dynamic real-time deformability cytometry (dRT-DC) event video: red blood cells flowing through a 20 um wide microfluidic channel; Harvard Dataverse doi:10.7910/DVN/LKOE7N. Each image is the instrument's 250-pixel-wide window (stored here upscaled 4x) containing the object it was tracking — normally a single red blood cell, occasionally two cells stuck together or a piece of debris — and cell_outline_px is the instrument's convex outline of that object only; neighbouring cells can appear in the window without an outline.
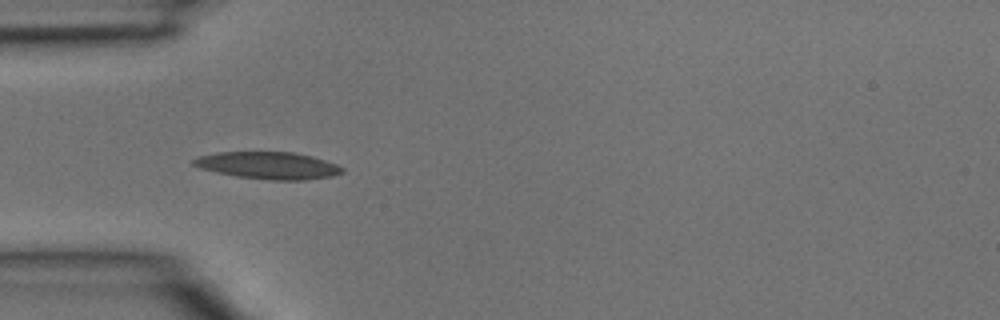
{"species": "common noctule bat (a hibernating species)", "species_latin": "Nyctalus noctula", "temperature_condition": "room temperature", "stored_images_in_passage": 4, "camera_frame_rate_fps": 3000, "um_per_image_px": 0.085, "animal": {"sex": "male", "body_mass_g": 15.6}, "frame": {"image": 1, "passage_image": 3, "time_ms": 0.667, "image_size_px": [1000, 320], "cell_outline_px": [[344, 172], [332, 176], [304, 180], [272, 180], [236, 176], [216, 172], [200, 168], [192, 164], [192, 160], [196, 156], [216, 152], [292, 152], [312, 156], [336, 164], [344, 168]], "centroid_in_image_um": [22.78, 14.06], "position_along_channel_um": 62.2, "area_um2": 23.52}}